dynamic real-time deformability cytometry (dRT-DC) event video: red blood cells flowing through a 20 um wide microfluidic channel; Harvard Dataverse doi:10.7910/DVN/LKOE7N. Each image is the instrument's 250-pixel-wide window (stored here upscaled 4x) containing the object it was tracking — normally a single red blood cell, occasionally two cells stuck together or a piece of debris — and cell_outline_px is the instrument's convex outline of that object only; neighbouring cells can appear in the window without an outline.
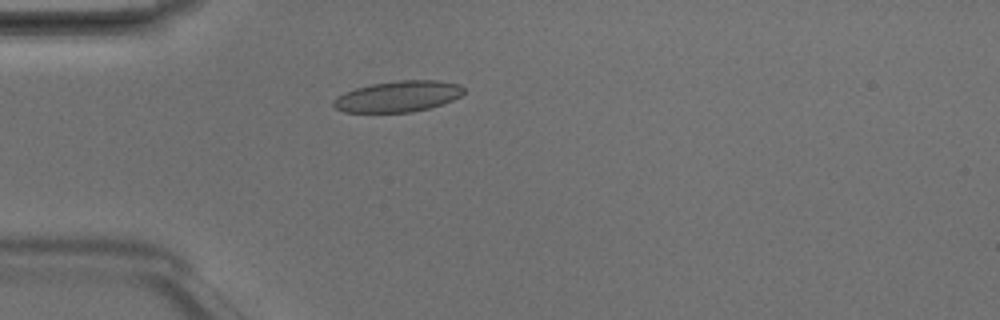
{"species": "Egyptian fruit bat (a non-hibernating species)", "species_latin": "Rousettus aegyptiacus", "temperature_condition": "room temperature", "stored_images_in_passage": 6, "camera_frame_rate_fps": 3000, "um_per_image_px": 0.085, "animal": {"sex": "male"}, "frame": {"image": 1, "passage_image": 6, "time_ms": 1.667, "image_size_px": [1000, 320], "cell_outline_px": [[464, 92], [460, 96], [452, 100], [428, 108], [412, 112], [344, 112], [336, 108], [332, 104], [332, 100], [336, 96], [344, 92], [356, 88], [372, 84], [400, 80], [436, 80], [460, 84], [464, 88]], "centroid_in_image_um": [33.81, 8.19], "position_along_channel_um": 51.2, "area_um2": 23.47}}